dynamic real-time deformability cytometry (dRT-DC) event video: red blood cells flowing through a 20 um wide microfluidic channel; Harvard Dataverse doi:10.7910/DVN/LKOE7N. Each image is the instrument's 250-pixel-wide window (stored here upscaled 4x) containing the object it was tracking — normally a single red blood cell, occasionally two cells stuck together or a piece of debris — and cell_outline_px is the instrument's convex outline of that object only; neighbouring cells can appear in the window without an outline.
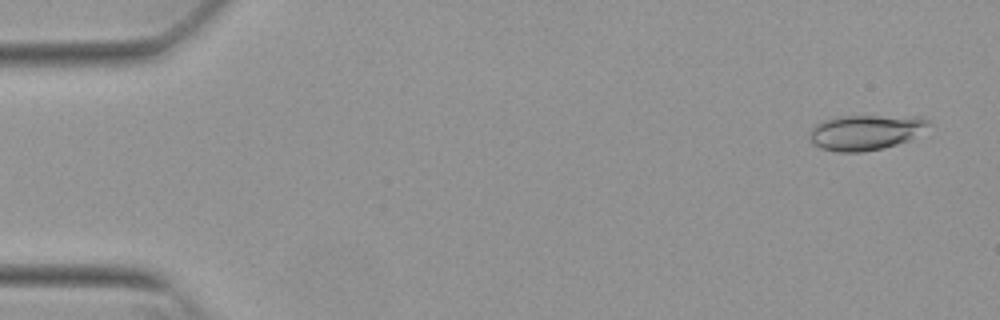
{"species": "Egyptian fruit bat (a non-hibernating species)", "species_latin": "Rousettus aegyptiacus", "temperature_condition": "warm", "stored_images_in_passage": 53, "camera_frame_rate_fps": 3000, "um_per_image_px": 0.085, "animal": {"sex": "female"}, "frame": {"image": 1, "passage_image": 3, "time_ms": 0.667, "image_size_px": [1000, 320], "cell_outline_px": [[928, 124], [908, 140], [896, 144], [864, 152], [836, 152], [820, 148], [812, 144], [808, 136], [812, 128], [816, 124], [832, 116], [920, 116], [928, 120]], "centroid_in_image_um": [73.47, 11.24], "position_along_channel_um": 11.5, "area_um2": 24.28}}
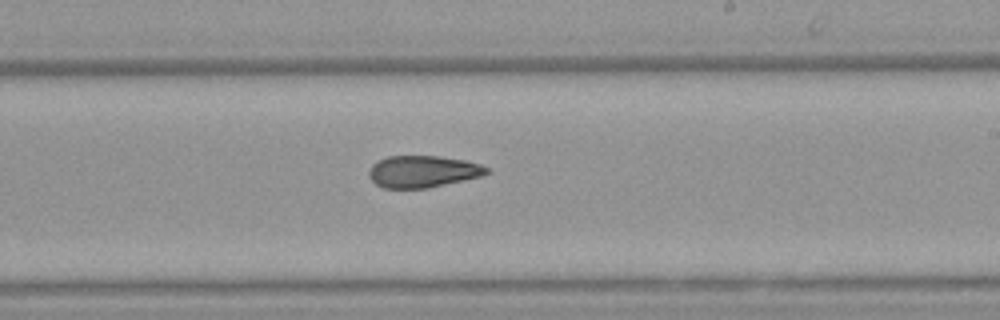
{"frame": {"image": 2, "passage_image": 32, "time_ms": 10.333, "image_size_px": [1000, 320], "cell_outline_px": [[492, 172], [480, 176], [464, 180], [428, 188], [384, 188], [376, 184], [368, 176], [368, 172], [372, 164], [376, 160], [388, 156], [440, 156], [464, 160], [480, 164], [488, 168]], "centroid_in_image_um": [35.92, 14.57], "position_along_channel_um": 253.1, "area_um2": 21.96}}
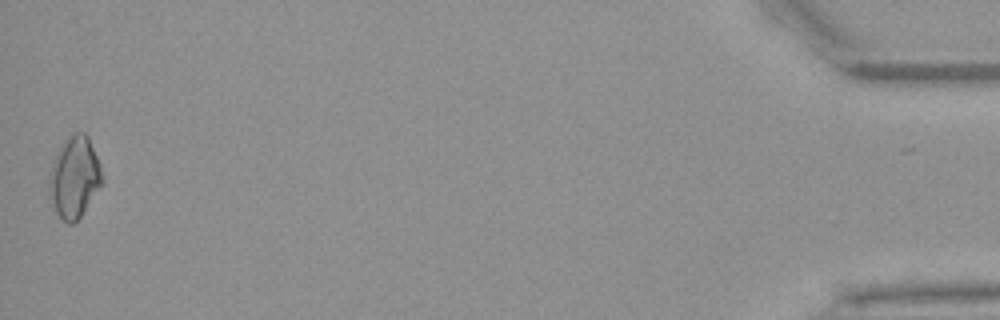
{"frame": {"image": 3, "passage_image": 53, "time_ms": 17.333, "image_size_px": [1000, 320], "cell_outline_px": [[104, 180], [100, 188], [80, 216], [72, 224], [68, 224], [56, 212], [48, 192], [48, 176], [56, 152], [60, 144], [72, 132], [84, 132], [88, 136], [100, 164], [104, 176]], "centroid_in_image_um": [6.32, 15.02], "position_along_channel_um": 428.9, "area_um2": 25.32}, "authors_computed_cell_mechanics": {"area_um2": 22.6576, "velocity_mm_per_s": 3.8518, "shape_relaxation_time_tau1_ms": null, "shape_relaxation_time_tau2_ms": 3.8581, "deformation_change_tau1": null, "deformation_change_tau2": 0.1107}}